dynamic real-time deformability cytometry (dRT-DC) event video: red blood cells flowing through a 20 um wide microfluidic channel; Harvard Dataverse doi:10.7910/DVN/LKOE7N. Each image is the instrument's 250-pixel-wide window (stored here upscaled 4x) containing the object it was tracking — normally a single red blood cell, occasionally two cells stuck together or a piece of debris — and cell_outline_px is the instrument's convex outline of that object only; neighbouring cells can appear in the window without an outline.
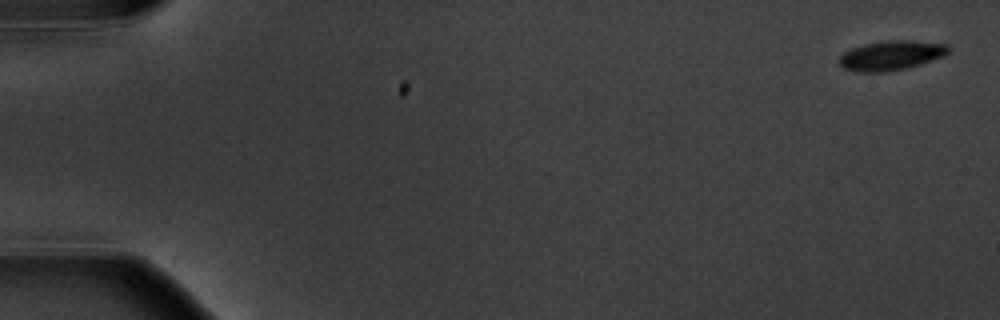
{"species": "common noctule bat (a hibernating species)", "species_latin": "Nyctalus noctula", "temperature_condition": "warm", "stored_images_in_passage": 5, "camera_frame_rate_fps": 3000, "um_per_image_px": 0.085, "animal": {"sex": "male", "body_mass_g": 20.1, "forearm_length_mm": 53.5}, "frame": {"image": 1, "passage_image": 1, "time_ms": 0.0, "image_size_px": [1000, 320], "cell_outline_px": [[948, 52], [944, 56], [908, 68], [888, 72], [860, 72], [840, 68], [840, 56], [844, 52], [852, 48], [864, 44], [888, 40], [912, 40], [948, 44]], "centroid_in_image_um": [75.74, 4.72], "position_along_channel_um": 9.3, "area_um2": 18.9}}
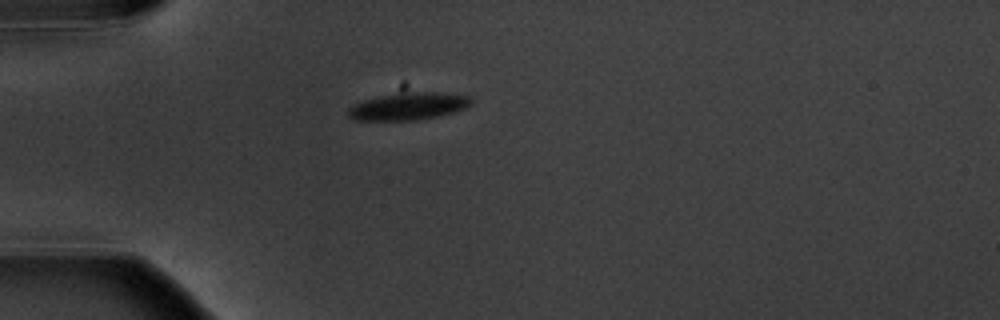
{"frame": {"image": 2, "passage_image": 5, "time_ms": 5.0, "image_size_px": [1000, 320], "cell_outline_px": [[472, 104], [456, 112], [416, 120], [356, 120], [348, 116], [348, 108], [364, 100], [380, 96], [412, 92], [436, 92], [468, 96], [472, 100]], "centroid_in_image_um": [34.73, 9.04], "position_along_channel_um": 50.3, "area_um2": 19.25}}